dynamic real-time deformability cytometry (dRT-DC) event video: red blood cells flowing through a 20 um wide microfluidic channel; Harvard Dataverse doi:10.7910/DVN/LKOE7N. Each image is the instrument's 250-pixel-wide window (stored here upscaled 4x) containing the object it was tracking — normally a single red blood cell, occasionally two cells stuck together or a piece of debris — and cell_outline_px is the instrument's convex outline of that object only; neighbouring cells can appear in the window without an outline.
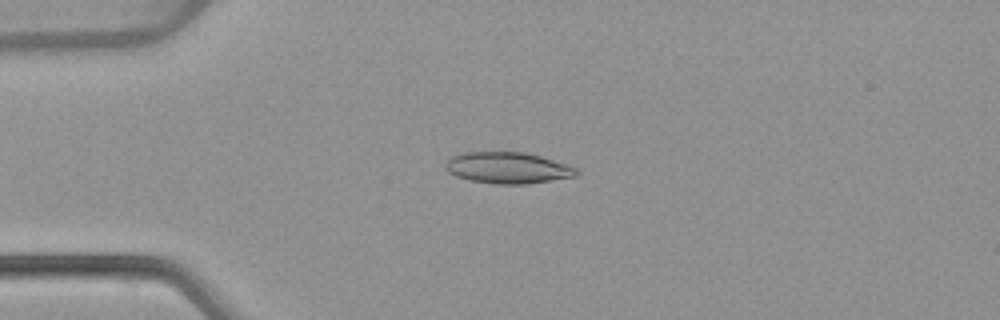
{"species": "common noctule bat (a hibernating species)", "species_latin": "Nyctalus noctula", "temperature_condition": "warm", "stored_images_in_passage": 52, "camera_frame_rate_fps": 3000, "um_per_image_px": 0.085, "animal": {"sex": "female", "body_mass_g": 22.7, "forearm_length_mm": 54.2}, "frame": {"image": 1, "passage_image": 13, "time_ms": 4.0, "image_size_px": [1000, 320], "cell_outline_px": [[580, 172], [576, 176], [528, 184], [496, 184], [468, 180], [456, 176], [448, 172], [444, 168], [444, 160], [460, 152], [528, 152], [568, 164], [576, 168]], "centroid_in_image_um": [43.13, 14.26], "position_along_channel_um": 41.9, "area_um2": 24.33}}
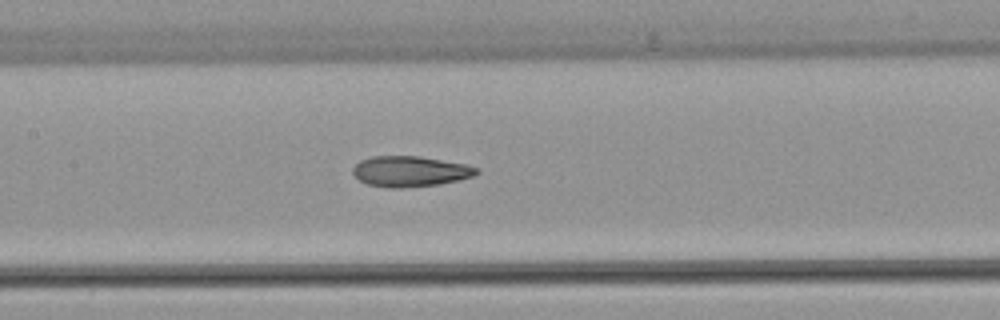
{"frame": {"image": 2, "passage_image": 25, "time_ms": 8.0, "image_size_px": [1000, 320], "cell_outline_px": [[480, 172], [472, 176], [460, 180], [440, 184], [400, 188], [388, 188], [368, 184], [360, 180], [352, 172], [352, 168], [360, 160], [372, 156], [420, 156], [464, 164], [480, 168]], "centroid_in_image_um": [34.87, 14.56], "position_along_channel_um": 172.5, "area_um2": 22.08}}
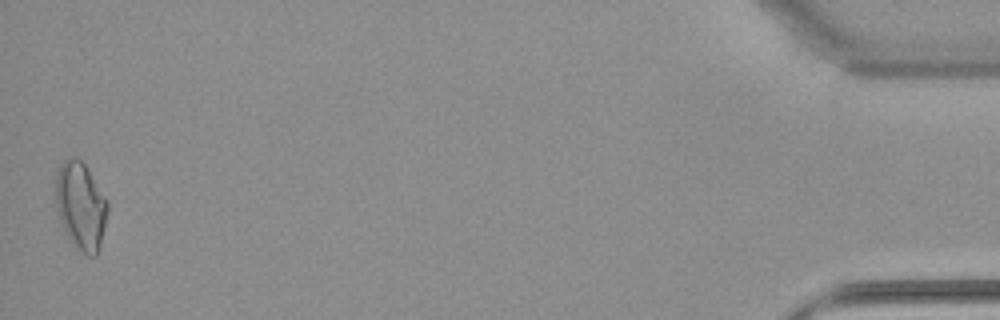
{"frame": {"image": 3, "passage_image": 52, "time_ms": 17.0, "image_size_px": [1000, 320], "cell_outline_px": [[108, 212], [100, 248], [96, 256], [88, 256], [72, 244], [60, 224], [52, 200], [52, 192], [56, 172], [60, 164], [68, 156], [72, 156], [80, 160], [84, 164], [108, 200]], "centroid_in_image_um": [6.8, 17.49], "position_along_channel_um": 428.4, "area_um2": 27.57}, "authors_computed_cell_mechanics": {"area_um2": 22.3686, "velocity_mm_per_s": 3.8917, "shape_relaxation_time_tau1_ms": null, "shape_relaxation_time_tau2_ms": 2.3862, "deformation_change_tau1": null, "deformation_change_tau2": 0.1028}}